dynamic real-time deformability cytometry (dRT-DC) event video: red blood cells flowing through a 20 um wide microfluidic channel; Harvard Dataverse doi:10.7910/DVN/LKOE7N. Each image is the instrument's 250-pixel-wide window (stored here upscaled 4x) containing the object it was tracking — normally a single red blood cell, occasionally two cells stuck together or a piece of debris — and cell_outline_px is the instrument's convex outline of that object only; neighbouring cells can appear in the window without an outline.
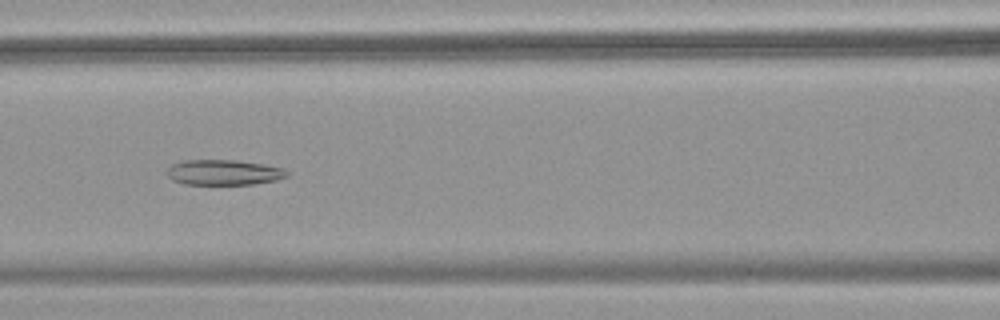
{"species": "common noctule bat (a hibernating species)", "species_latin": "Nyctalus noctula", "temperature_condition": "warm", "stored_images_in_passage": 46, "camera_frame_rate_fps": 3000, "um_per_image_px": 0.085, "animal": {"sex": "female", "body_mass_g": 18.4}, "frame": {"image": 1, "passage_image": 16, "time_ms": 5.0, "image_size_px": [1000, 320], "cell_outline_px": [[288, 176], [276, 180], [252, 184], [184, 184], [172, 180], [168, 176], [168, 168], [172, 164], [184, 160], [236, 160], [284, 168], [288, 172]], "centroid_in_image_um": [19.01, 14.65], "position_along_channel_um": 147.6, "area_um2": 17.57}}
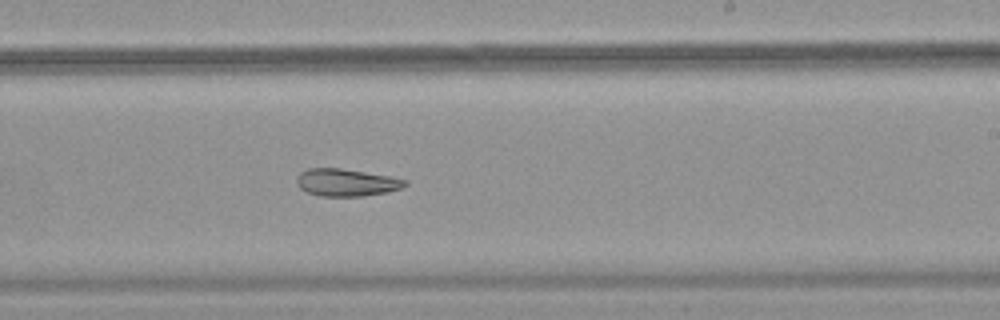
{"frame": {"image": 2, "passage_image": 25, "time_ms": 8.0, "image_size_px": [1000, 320], "cell_outline_px": [[408, 184], [400, 188], [388, 192], [364, 196], [320, 196], [308, 192], [300, 188], [296, 184], [296, 176], [300, 172], [308, 168], [340, 168], [388, 176], [408, 180]], "centroid_in_image_um": [29.41, 15.51], "position_along_channel_um": 259.6, "area_um2": 17.28}}
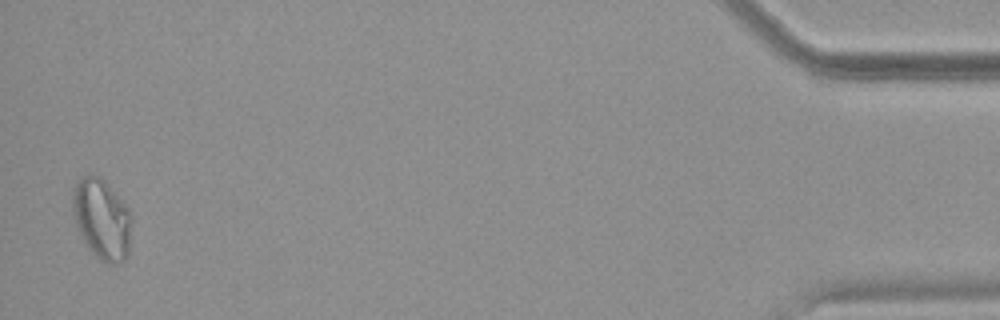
{"frame": {"image": 3, "passage_image": 45, "time_ms": 14.667, "image_size_px": [1000, 320], "cell_outline_px": [[132, 220], [128, 256], [120, 264], [108, 264], [100, 260], [88, 248], [76, 224], [72, 208], [72, 192], [76, 180], [84, 176], [100, 176], [104, 180], [128, 208]], "centroid_in_image_um": [8.66, 18.64], "position_along_channel_um": 426.5, "area_um2": 27.69}}